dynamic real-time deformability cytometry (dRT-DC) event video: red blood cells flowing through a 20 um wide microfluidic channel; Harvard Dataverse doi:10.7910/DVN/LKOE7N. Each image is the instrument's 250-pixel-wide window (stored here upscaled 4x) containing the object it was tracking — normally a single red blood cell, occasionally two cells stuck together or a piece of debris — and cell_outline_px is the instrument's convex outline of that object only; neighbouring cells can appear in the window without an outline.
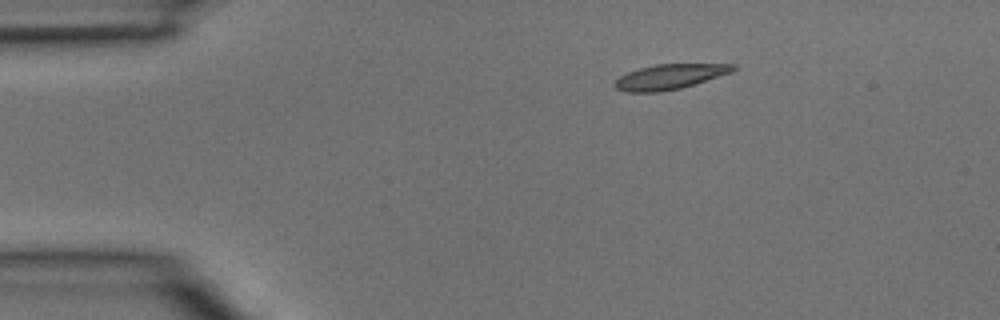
{"species": "common noctule bat (a hibernating species)", "species_latin": "Nyctalus noctula", "temperature_condition": "room temperature", "stored_images_in_passage": 2, "camera_frame_rate_fps": 3000, "um_per_image_px": 0.085, "animal": {"sex": "male", "body_mass_g": 15.6}, "frame": {"image": 1, "passage_image": 1, "time_ms": 0.0, "image_size_px": [1000, 320], "cell_outline_px": [[736, 68], [732, 72], [680, 88], [660, 92], [624, 92], [616, 88], [616, 80], [620, 76], [628, 72], [640, 68], [656, 64], [736, 64]], "centroid_in_image_um": [56.92, 6.52], "position_along_channel_um": 28.1, "area_um2": 16.99}}